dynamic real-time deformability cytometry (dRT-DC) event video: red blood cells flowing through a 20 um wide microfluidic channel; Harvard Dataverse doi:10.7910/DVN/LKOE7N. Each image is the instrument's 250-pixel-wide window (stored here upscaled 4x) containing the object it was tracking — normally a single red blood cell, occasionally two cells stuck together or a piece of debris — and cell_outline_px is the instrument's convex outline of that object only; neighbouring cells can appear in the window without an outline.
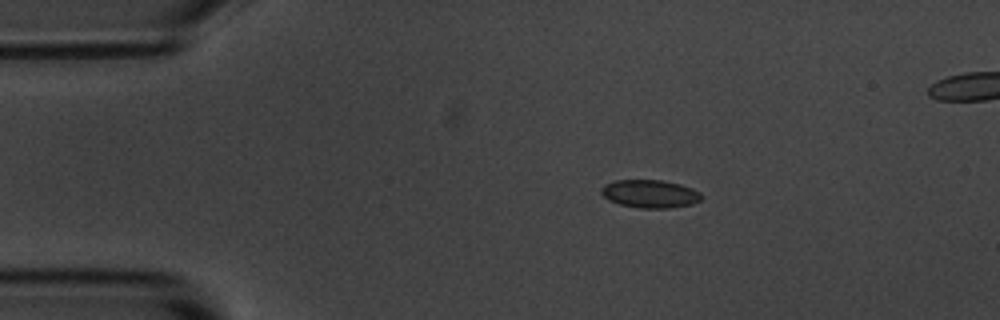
{"species": "common noctule bat (a hibernating species)", "species_latin": "Nyctalus noctula", "temperature_condition": "room temperature", "stored_images_in_passage": 9, "camera_frame_rate_fps": 3000, "um_per_image_px": 0.085, "animal": {"sex": "male", "body_mass_g": 20.1, "forearm_length_mm": 53.5}, "frame": {"image": 1, "passage_image": 3, "time_ms": 3.0, "image_size_px": [1000, 320], "cell_outline_px": [[700, 200], [692, 204], [668, 208], [640, 208], [620, 204], [608, 200], [600, 192], [600, 188], [604, 184], [616, 180], [660, 180], [680, 184], [692, 188], [700, 192]], "centroid_in_image_um": [55.21, 16.47], "position_along_channel_um": 29.8, "area_um2": 16.3}}
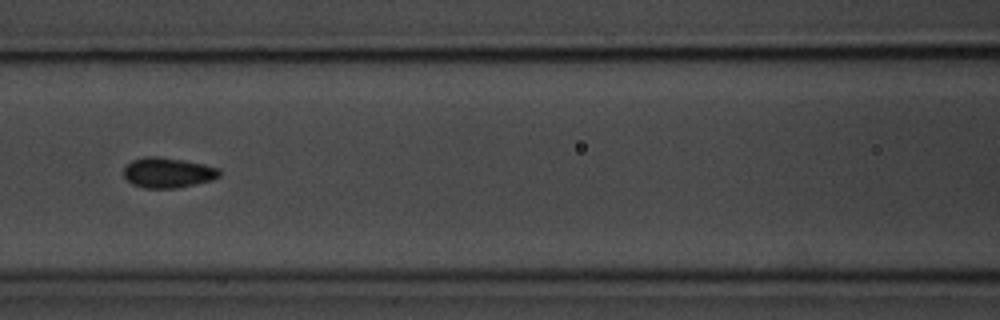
{"frame": {"image": 2, "passage_image": 7, "time_ms": 7.667, "image_size_px": [1000, 320], "cell_outline_px": [[220, 176], [212, 180], [176, 188], [144, 188], [132, 184], [124, 176], [124, 168], [132, 160], [144, 156], [156, 156], [184, 160], [204, 164], [220, 168]], "centroid_in_image_um": [14.27, 14.67], "position_along_channel_um": 152.3, "area_um2": 16.88}}
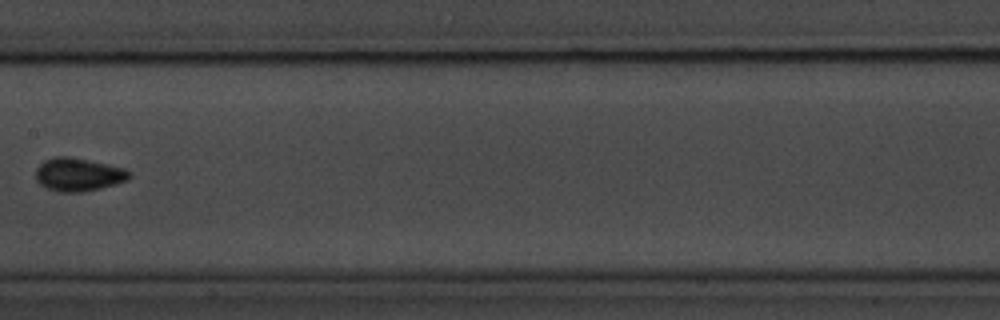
{"frame": {"image": 3, "passage_image": 8, "time_ms": 9.0, "image_size_px": [1000, 320], "cell_outline_px": [[132, 176], [128, 180], [100, 188], [84, 192], [60, 192], [48, 188], [40, 184], [36, 180], [36, 168], [44, 160], [56, 156], [68, 156], [124, 168], [132, 172]], "centroid_in_image_um": [6.66, 14.84], "position_along_channel_um": 200.7, "area_um2": 18.03}}